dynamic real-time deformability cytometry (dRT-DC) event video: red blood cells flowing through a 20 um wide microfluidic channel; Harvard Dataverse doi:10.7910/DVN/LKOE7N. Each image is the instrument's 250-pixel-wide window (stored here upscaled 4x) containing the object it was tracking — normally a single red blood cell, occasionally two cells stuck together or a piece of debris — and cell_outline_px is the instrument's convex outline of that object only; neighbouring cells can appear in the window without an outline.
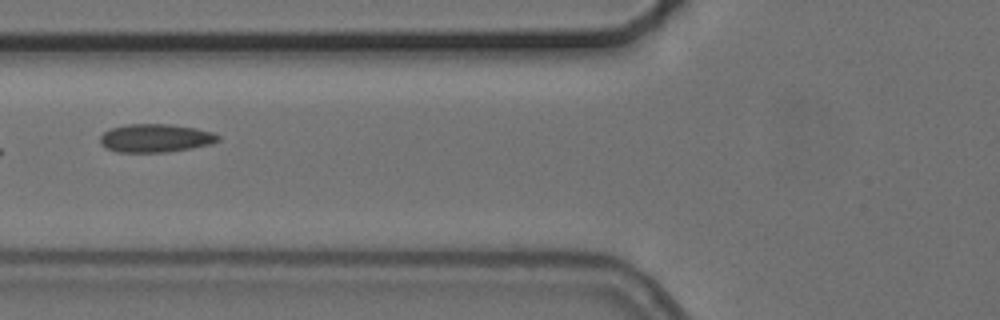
{"species": "common noctule bat (a hibernating species)", "species_latin": "Nyctalus noctula", "temperature_condition": "cold", "stored_images_in_passage": 9, "camera_frame_rate_fps": 3000, "um_per_image_px": 0.085, "animal": {"sex": "female", "body_mass_g": 24.6, "forearm_length_mm": 56.2}, "frame": {"image": 1, "passage_image": 7, "time_ms": 7.0, "image_size_px": [1000, 320], "cell_outline_px": [[220, 140], [212, 144], [192, 148], [168, 152], [116, 152], [104, 148], [100, 144], [100, 136], [104, 132], [112, 128], [128, 124], [168, 124], [196, 128], [212, 132], [220, 136]], "centroid_in_image_um": [13.22, 11.75], "position_along_channel_um": 112.6, "area_um2": 19.59}}
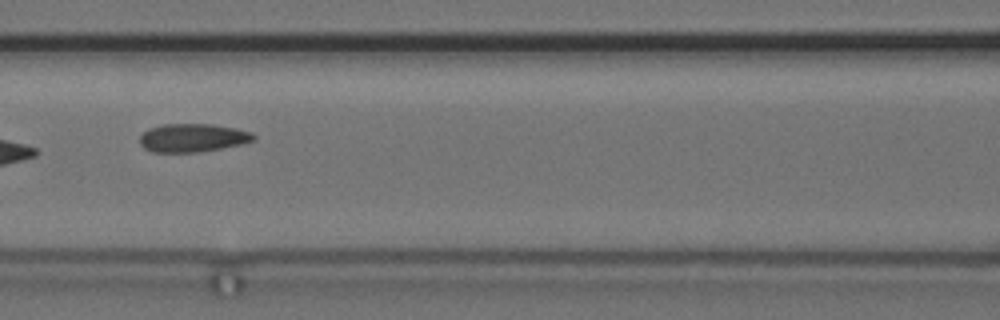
{"frame": {"image": 2, "passage_image": 8, "time_ms": 8.0, "image_size_px": [1000, 320], "cell_outline_px": [[256, 140], [240, 144], [200, 152], [152, 152], [144, 148], [140, 144], [140, 136], [148, 128], [164, 124], [212, 124], [236, 128], [252, 132], [256, 136]], "centroid_in_image_um": [16.38, 11.71], "position_along_channel_um": 150.2, "area_um2": 18.84}}
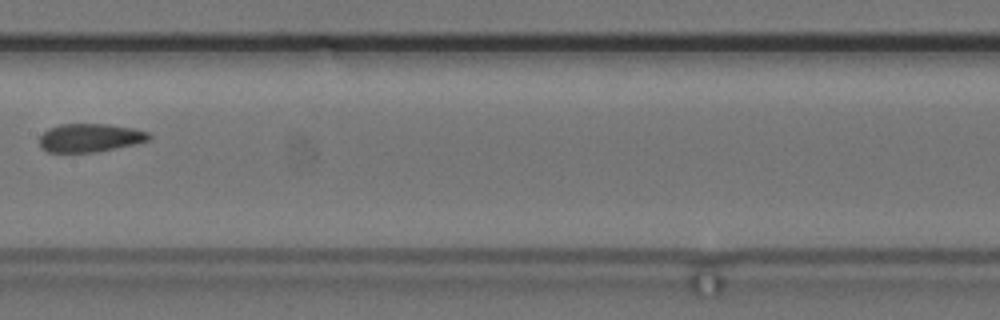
{"frame": {"image": 3, "passage_image": 9, "time_ms": 9.333, "image_size_px": [1000, 320], "cell_outline_px": [[152, 136], [148, 140], [136, 144], [96, 152], [48, 152], [40, 148], [40, 136], [48, 128], [60, 124], [108, 124], [132, 128], [148, 132]], "centroid_in_image_um": [7.64, 11.71], "position_along_channel_um": 199.8, "area_um2": 18.15}}